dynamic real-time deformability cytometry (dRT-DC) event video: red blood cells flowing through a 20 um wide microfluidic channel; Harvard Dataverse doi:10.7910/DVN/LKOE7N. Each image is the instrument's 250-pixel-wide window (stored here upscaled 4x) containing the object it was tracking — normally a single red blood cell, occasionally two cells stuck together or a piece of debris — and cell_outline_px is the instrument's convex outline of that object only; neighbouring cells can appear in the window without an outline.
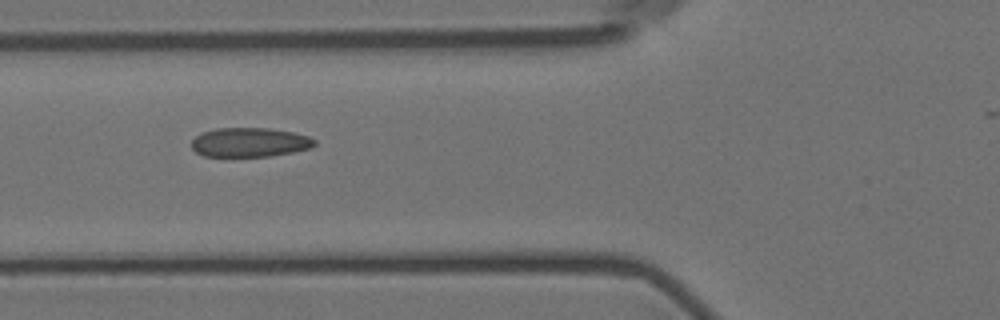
{"species": "Egyptian fruit bat (a non-hibernating species)", "species_latin": "Rousettus aegyptiacus", "temperature_condition": "room temperature", "stored_images_in_passage": 5, "camera_frame_rate_fps": 3000, "um_per_image_px": 0.085, "animal": {"sex": "female"}, "frame": {"image": 1, "passage_image": 4, "time_ms": 3.333, "image_size_px": [1000, 320], "cell_outline_px": [[316, 144], [312, 148], [292, 152], [268, 156], [204, 156], [196, 152], [192, 148], [192, 140], [196, 136], [204, 132], [216, 128], [268, 128], [292, 132], [308, 136], [316, 140]], "centroid_in_image_um": [21.24, 12.09], "position_along_channel_um": 104.6, "area_um2": 20.87}}
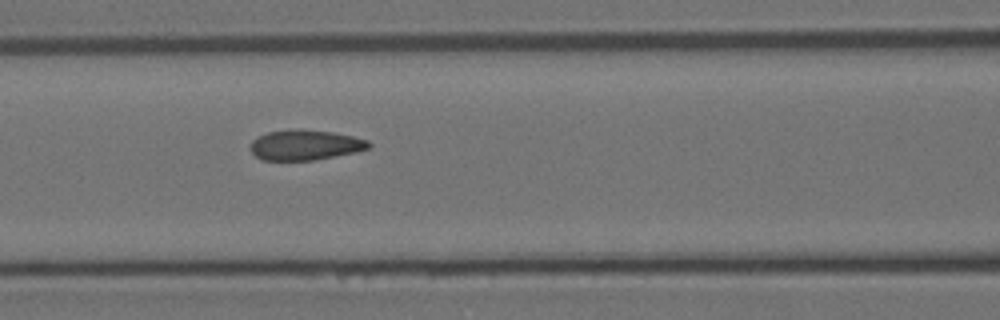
{"frame": {"image": 2, "passage_image": 5, "time_ms": 4.333, "image_size_px": [1000, 320], "cell_outline_px": [[372, 144], [368, 148], [356, 152], [312, 160], [260, 160], [252, 152], [252, 140], [256, 136], [268, 132], [332, 132], [352, 136], [368, 140]], "centroid_in_image_um": [25.95, 12.37], "position_along_channel_um": 140.6, "area_um2": 19.88}}